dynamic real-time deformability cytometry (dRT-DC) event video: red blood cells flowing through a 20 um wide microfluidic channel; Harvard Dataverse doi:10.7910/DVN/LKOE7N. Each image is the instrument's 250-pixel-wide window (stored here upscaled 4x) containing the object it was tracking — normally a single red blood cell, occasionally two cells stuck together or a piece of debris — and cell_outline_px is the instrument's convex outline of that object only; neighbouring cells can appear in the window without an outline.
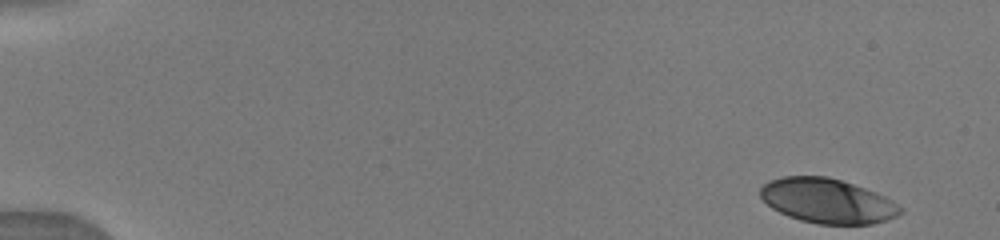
{"species": "human", "species_latin": "Homo sapiens", "temperature_condition": "warm", "stored_images_in_passage": 36, "camera_frame_rate_fps": 3000, "um_per_image_px": 0.085, "donor": {"sex": "male"}, "frame": {"image": 1, "passage_image": 1, "time_ms": 0.0, "image_size_px": [1000, 240], "cell_outline_px": [[904, 212], [888, 220], [872, 224], [816, 224], [800, 220], [788, 216], [772, 208], [760, 196], [760, 188], [768, 180], [784, 176], [828, 176], [876, 192], [892, 200], [904, 208]], "centroid_in_image_um": [70.35, 17.08], "position_along_channel_um": 14.7, "area_um2": 36.53}}
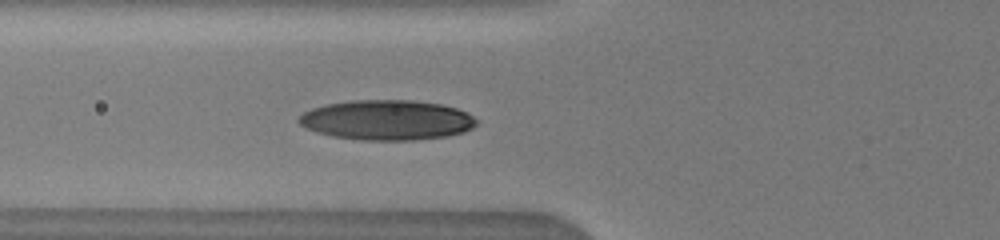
{"frame": {"image": 2, "passage_image": 26, "time_ms": 5.667, "image_size_px": [1000, 240], "cell_outline_px": [[480, 120], [472, 128], [464, 132], [448, 136], [412, 140], [364, 140], [332, 136], [308, 128], [300, 124], [296, 120], [304, 112], [312, 108], [328, 104], [356, 100], [412, 100], [440, 104], [456, 108], [468, 112]], "centroid_in_image_um": [32.95, 10.2], "position_along_channel_um": 92.9, "area_um2": 41.33}}
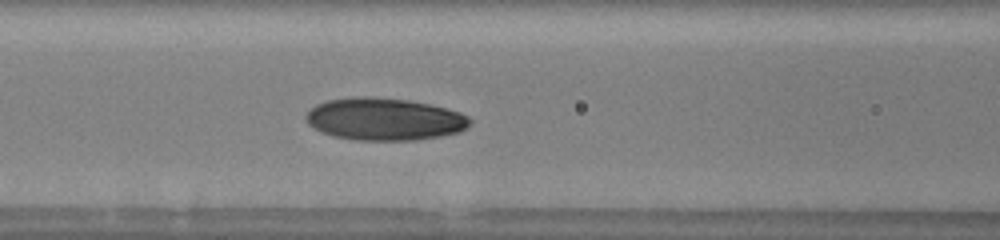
{"frame": {"image": 3, "passage_image": 31, "time_ms": 6.667, "image_size_px": [1000, 240], "cell_outline_px": [[472, 120], [460, 132], [440, 136], [416, 140], [356, 140], [332, 136], [320, 132], [312, 128], [308, 124], [304, 116], [316, 104], [328, 100], [356, 96], [372, 96], [408, 100], [448, 108], [460, 112], [468, 116]], "centroid_in_image_um": [32.64, 10.12], "position_along_channel_um": 134.0, "area_um2": 40.69}}